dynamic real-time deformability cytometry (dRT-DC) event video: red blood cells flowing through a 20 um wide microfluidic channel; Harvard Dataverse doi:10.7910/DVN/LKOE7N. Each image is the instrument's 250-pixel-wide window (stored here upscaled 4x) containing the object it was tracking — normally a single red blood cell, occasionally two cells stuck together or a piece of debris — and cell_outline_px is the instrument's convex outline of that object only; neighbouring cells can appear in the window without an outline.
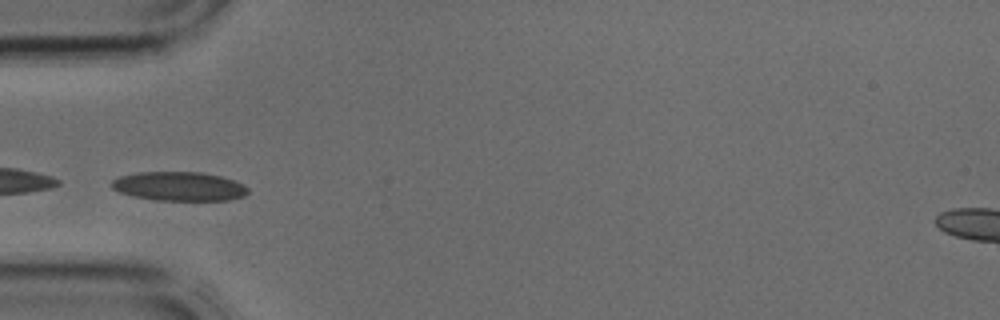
{"species": "common noctule bat (a hibernating species)", "species_latin": "Nyctalus noctula", "temperature_condition": "cold", "stored_images_in_passage": 2, "camera_frame_rate_fps": 3000, "um_per_image_px": 0.085, "animal": {"sex": "male", "body_mass_g": 17.9, "forearm_length_mm": 54.2}, "frame": {"image": 1, "passage_image": 2, "time_ms": 0.333, "image_size_px": [1000, 320], "cell_outline_px": [[248, 192], [244, 196], [228, 200], [156, 200], [132, 196], [120, 192], [112, 188], [108, 184], [112, 180], [120, 176], [140, 172], [200, 172], [220, 176], [244, 184], [248, 188]], "centroid_in_image_um": [15.2, 15.84], "position_along_channel_um": 69.8, "area_um2": 23.06}}